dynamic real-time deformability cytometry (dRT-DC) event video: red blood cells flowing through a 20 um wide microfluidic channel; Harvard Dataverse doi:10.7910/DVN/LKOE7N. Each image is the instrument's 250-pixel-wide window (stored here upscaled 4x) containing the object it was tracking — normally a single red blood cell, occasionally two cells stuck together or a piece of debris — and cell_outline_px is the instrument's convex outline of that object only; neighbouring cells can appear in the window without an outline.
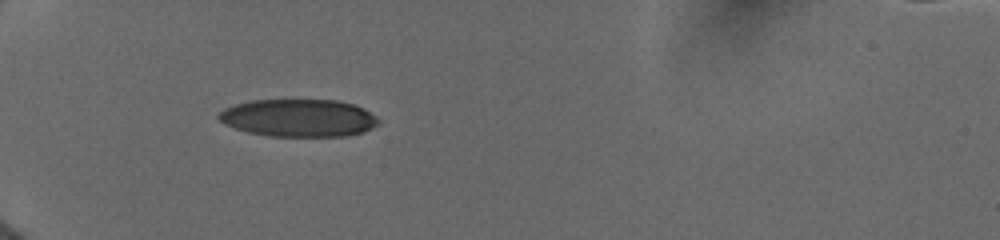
{"species": "human", "species_latin": "Homo sapiens", "temperature_condition": "cold", "stored_images_in_passage": 52, "camera_frame_rate_fps": 3000, "um_per_image_px": 0.085, "donor": {"sex": "female"}, "frame": {"image": 1, "passage_image": 1, "time_ms": 0.0, "image_size_px": [1000, 240], "cell_outline_px": [[380, 124], [364, 132], [348, 136], [268, 136], [248, 132], [224, 124], [216, 116], [224, 108], [236, 104], [252, 100], [336, 100], [352, 104], [364, 108], [376, 116], [380, 120]], "centroid_in_image_um": [25.41, 10.03], "position_along_channel_um": 59.6, "area_um2": 35.14}}
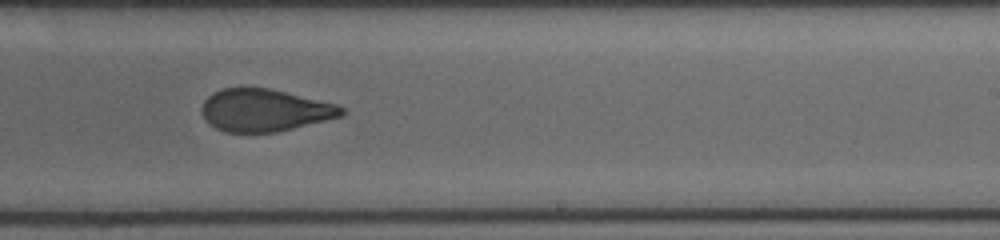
{"frame": {"image": 2, "passage_image": 27, "time_ms": 5.667, "image_size_px": [1000, 240], "cell_outline_px": [[344, 112], [340, 116], [276, 132], [224, 132], [216, 128], [200, 112], [200, 108], [204, 100], [212, 92], [224, 88], [244, 84], [268, 88], [336, 104], [344, 108]], "centroid_in_image_um": [22.41, 9.33], "position_along_channel_um": 266.6, "area_um2": 34.62}}
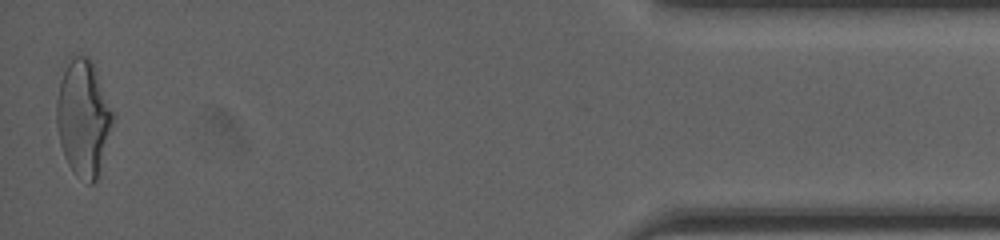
{"frame": {"image": 3, "passage_image": 52, "time_ms": 11.333, "image_size_px": [1000, 240], "cell_outline_px": [[112, 124], [100, 168], [96, 180], [92, 184], [88, 184], [76, 176], [68, 164], [64, 156], [60, 144], [56, 124], [56, 100], [60, 80], [68, 56], [88, 56], [96, 72], [112, 112]], "centroid_in_image_um": [7.03, 10.04], "position_along_channel_um": 428.2, "area_um2": 37.57}, "authors_computed_cell_mechanics": {"area_um2": 35.9516, "velocity_mm_per_s": 3.9932, "shape_relaxation_time_tau1_ms": 6.1568, "shape_relaxation_time_tau2_ms": 1.2255, "deformation_change_tau1": 0.1922, "deformation_change_tau2": 0.081}}